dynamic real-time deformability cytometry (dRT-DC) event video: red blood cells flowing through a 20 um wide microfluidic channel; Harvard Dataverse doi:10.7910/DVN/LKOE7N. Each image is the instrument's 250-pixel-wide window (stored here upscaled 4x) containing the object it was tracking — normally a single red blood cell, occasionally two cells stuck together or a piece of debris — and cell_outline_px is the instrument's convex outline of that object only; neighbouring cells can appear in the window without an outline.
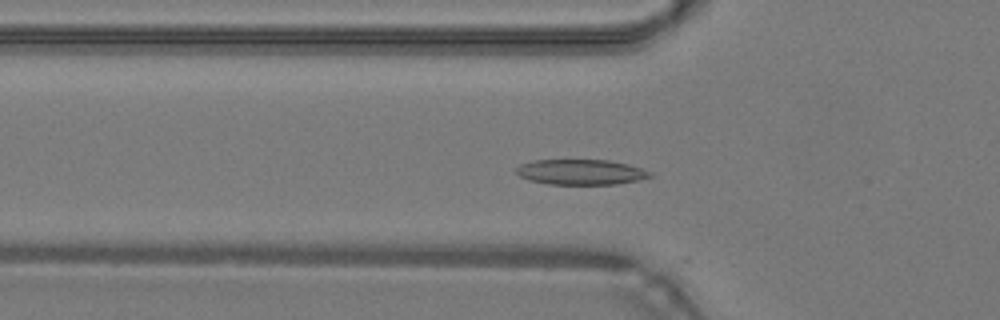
{"species": "common noctule bat (a hibernating species)", "species_latin": "Nyctalus noctula", "temperature_condition": "warm", "stored_images_in_passage": 44, "camera_frame_rate_fps": 3000, "um_per_image_px": 0.085, "animal": {"sex": "male", "body_mass_g": 19.2, "forearm_length_mm": 51.8}, "frame": {"image": 1, "passage_image": 12, "time_ms": 3.667, "image_size_px": [1000, 320], "cell_outline_px": [[652, 176], [636, 180], [616, 184], [548, 184], [528, 180], [520, 176], [516, 172], [516, 168], [520, 164], [532, 160], [608, 160], [628, 164], [652, 172]], "centroid_in_image_um": [49.34, 14.62], "position_along_channel_um": 76.5, "area_um2": 19.65}}
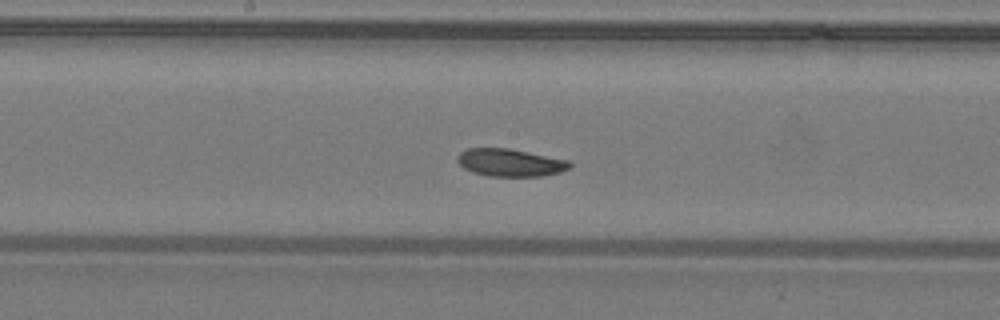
{"frame": {"image": 2, "passage_image": 21, "time_ms": 6.667, "image_size_px": [1000, 320], "cell_outline_px": [[572, 164], [568, 168], [560, 172], [544, 176], [488, 176], [472, 172], [464, 168], [456, 160], [456, 156], [460, 152], [468, 148], [508, 148], [568, 160]], "centroid_in_image_um": [43.33, 13.82], "position_along_channel_um": 204.9, "area_um2": 18.03}}
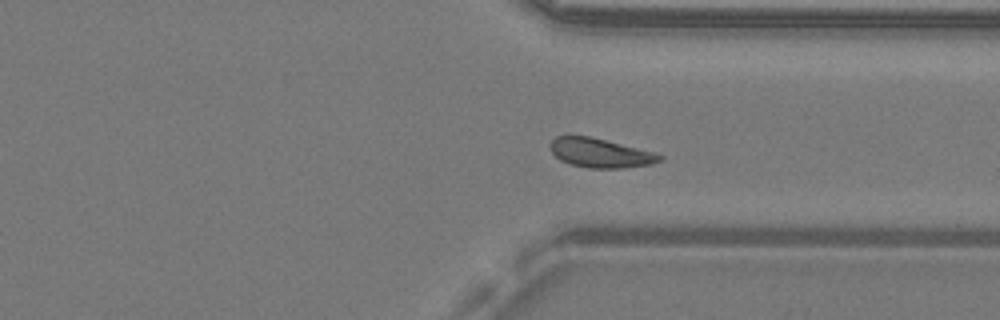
{"frame": {"image": 3, "passage_image": 32, "time_ms": 10.333, "image_size_px": [1000, 320], "cell_outline_px": [[664, 156], [660, 160], [652, 164], [624, 168], [588, 168], [568, 164], [560, 160], [552, 152], [548, 144], [556, 136], [588, 136], [652, 152]], "centroid_in_image_um": [50.97, 13.02], "position_along_channel_um": 360.4, "area_um2": 18.38}, "authors_computed_cell_mechanics": {"area_um2": 18.6983, "velocity_mm_per_s": 4.2527, "shape_relaxation_time_tau1_ms": 2.348, "shape_relaxation_time_tau2_ms": 4.8832, "deformation_change_tau1": 0.0882, "deformation_change_tau2": 0.1053}}